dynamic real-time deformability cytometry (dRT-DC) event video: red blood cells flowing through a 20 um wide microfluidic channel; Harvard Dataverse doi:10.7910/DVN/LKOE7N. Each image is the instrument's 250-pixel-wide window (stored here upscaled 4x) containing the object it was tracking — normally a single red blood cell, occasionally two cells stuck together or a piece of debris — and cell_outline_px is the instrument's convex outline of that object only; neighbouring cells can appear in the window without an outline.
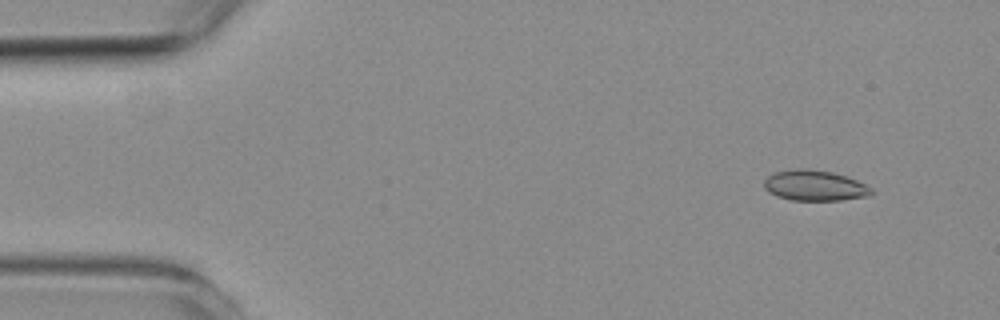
{"species": "common noctule bat (a hibernating species)", "species_latin": "Nyctalus noctula", "temperature_condition": "room temperature", "stored_images_in_passage": 4, "camera_frame_rate_fps": 3000, "um_per_image_px": 0.085, "animal": {"sex": "female", "body_mass_g": 19.3, "forearm_length_mm": 54.1}, "frame": {"image": 1, "passage_image": 1, "time_ms": 0.0, "image_size_px": [1000, 320], "cell_outline_px": [[872, 192], [868, 196], [840, 200], [792, 200], [776, 196], [768, 192], [764, 188], [764, 180], [768, 176], [776, 172], [800, 168], [804, 168], [832, 172], [856, 180], [872, 188]], "centroid_in_image_um": [69.22, 15.78], "position_along_channel_um": 15.8, "area_um2": 18.9}}
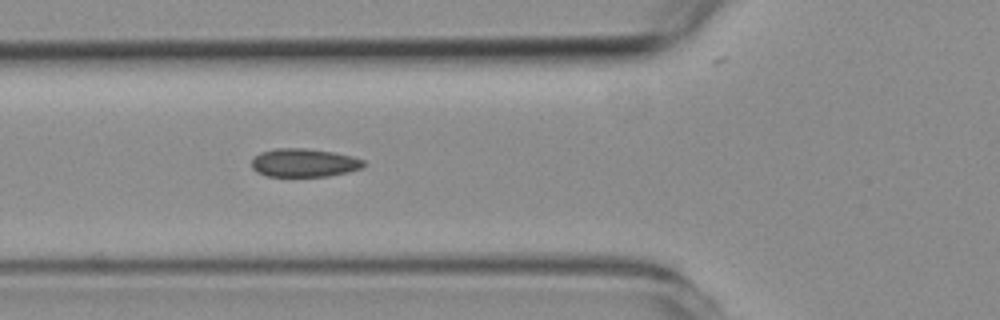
{"frame": {"image": 2, "passage_image": 4, "time_ms": 5.0, "image_size_px": [1000, 320], "cell_outline_px": [[364, 168], [348, 172], [328, 176], [264, 176], [256, 172], [252, 168], [252, 160], [260, 152], [276, 148], [304, 148], [332, 152], [352, 156], [364, 160]], "centroid_in_image_um": [25.84, 13.84], "position_along_channel_um": 100.0, "area_um2": 18.55}}